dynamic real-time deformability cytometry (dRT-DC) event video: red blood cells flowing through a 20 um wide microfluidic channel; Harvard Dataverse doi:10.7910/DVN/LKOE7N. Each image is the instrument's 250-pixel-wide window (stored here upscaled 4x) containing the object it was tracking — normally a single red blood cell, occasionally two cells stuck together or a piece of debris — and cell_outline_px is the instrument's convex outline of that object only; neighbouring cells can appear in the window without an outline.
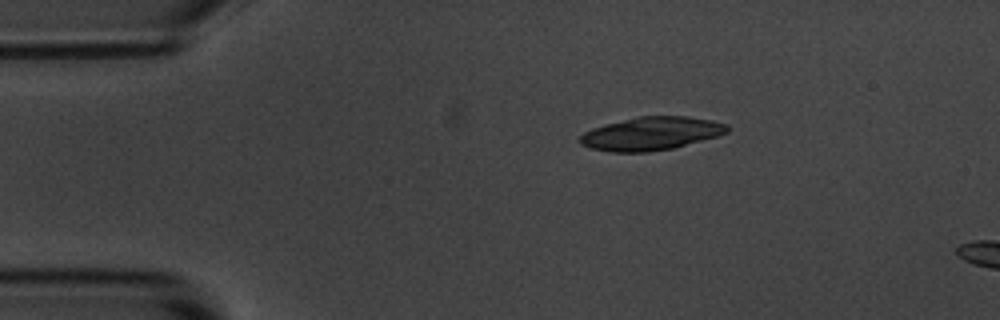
{"species": "common noctule bat (a hibernating species)", "species_latin": "Nyctalus noctula", "temperature_condition": "room temperature", "stored_images_in_passage": 5, "camera_frame_rate_fps": 3000, "um_per_image_px": 0.085, "animal": {"sex": "male", "body_mass_g": 20.1, "forearm_length_mm": 53.5}, "frame": {"image": 1, "passage_image": 1, "time_ms": 0.0, "image_size_px": [1000, 320], "cell_outline_px": [[728, 132], [716, 136], [672, 148], [648, 152], [608, 152], [592, 148], [580, 144], [576, 140], [584, 132], [592, 128], [604, 124], [640, 116], [688, 116], [712, 120], [728, 124]], "centroid_in_image_um": [55.31, 11.35], "position_along_channel_um": 29.7, "area_um2": 28.5}}